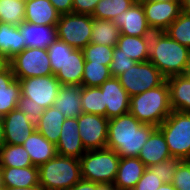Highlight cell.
Here are the masks:
<instances>
[{
	"label": "cell",
	"instance_id": "52a82bcc",
	"mask_svg": "<svg viewBox=\"0 0 190 190\" xmlns=\"http://www.w3.org/2000/svg\"><path fill=\"white\" fill-rule=\"evenodd\" d=\"M120 84L130 97L162 85L166 77L149 60L137 62L118 76Z\"/></svg>",
	"mask_w": 190,
	"mask_h": 190
},
{
	"label": "cell",
	"instance_id": "db71d44e",
	"mask_svg": "<svg viewBox=\"0 0 190 190\" xmlns=\"http://www.w3.org/2000/svg\"><path fill=\"white\" fill-rule=\"evenodd\" d=\"M139 2H156V1H160V0H137ZM173 1H179L181 3V0H173Z\"/></svg>",
	"mask_w": 190,
	"mask_h": 190
},
{
	"label": "cell",
	"instance_id": "74e56055",
	"mask_svg": "<svg viewBox=\"0 0 190 190\" xmlns=\"http://www.w3.org/2000/svg\"><path fill=\"white\" fill-rule=\"evenodd\" d=\"M82 51L85 61L109 66L112 61L114 47L89 43Z\"/></svg>",
	"mask_w": 190,
	"mask_h": 190
},
{
	"label": "cell",
	"instance_id": "f5cc1de1",
	"mask_svg": "<svg viewBox=\"0 0 190 190\" xmlns=\"http://www.w3.org/2000/svg\"><path fill=\"white\" fill-rule=\"evenodd\" d=\"M157 190H177L172 183H163Z\"/></svg>",
	"mask_w": 190,
	"mask_h": 190
},
{
	"label": "cell",
	"instance_id": "83f0119b",
	"mask_svg": "<svg viewBox=\"0 0 190 190\" xmlns=\"http://www.w3.org/2000/svg\"><path fill=\"white\" fill-rule=\"evenodd\" d=\"M26 48L19 26L0 22V54L9 60Z\"/></svg>",
	"mask_w": 190,
	"mask_h": 190
},
{
	"label": "cell",
	"instance_id": "e575fe53",
	"mask_svg": "<svg viewBox=\"0 0 190 190\" xmlns=\"http://www.w3.org/2000/svg\"><path fill=\"white\" fill-rule=\"evenodd\" d=\"M164 32L171 39L190 49V14L181 11Z\"/></svg>",
	"mask_w": 190,
	"mask_h": 190
},
{
	"label": "cell",
	"instance_id": "7bdbcfd3",
	"mask_svg": "<svg viewBox=\"0 0 190 190\" xmlns=\"http://www.w3.org/2000/svg\"><path fill=\"white\" fill-rule=\"evenodd\" d=\"M162 184L163 182L157 174L153 173L149 167H146L144 174L133 190H157Z\"/></svg>",
	"mask_w": 190,
	"mask_h": 190
},
{
	"label": "cell",
	"instance_id": "8fae6325",
	"mask_svg": "<svg viewBox=\"0 0 190 190\" xmlns=\"http://www.w3.org/2000/svg\"><path fill=\"white\" fill-rule=\"evenodd\" d=\"M79 135L86 151L107 146L109 119L105 116L82 113L77 117Z\"/></svg>",
	"mask_w": 190,
	"mask_h": 190
},
{
	"label": "cell",
	"instance_id": "44dd1931",
	"mask_svg": "<svg viewBox=\"0 0 190 190\" xmlns=\"http://www.w3.org/2000/svg\"><path fill=\"white\" fill-rule=\"evenodd\" d=\"M173 111L190 112V73L166 78Z\"/></svg>",
	"mask_w": 190,
	"mask_h": 190
},
{
	"label": "cell",
	"instance_id": "11a10c76",
	"mask_svg": "<svg viewBox=\"0 0 190 190\" xmlns=\"http://www.w3.org/2000/svg\"><path fill=\"white\" fill-rule=\"evenodd\" d=\"M3 183H2V175H1V167H0V186H2Z\"/></svg>",
	"mask_w": 190,
	"mask_h": 190
},
{
	"label": "cell",
	"instance_id": "ee69618b",
	"mask_svg": "<svg viewBox=\"0 0 190 190\" xmlns=\"http://www.w3.org/2000/svg\"><path fill=\"white\" fill-rule=\"evenodd\" d=\"M100 0H73L72 12L91 15Z\"/></svg>",
	"mask_w": 190,
	"mask_h": 190
},
{
	"label": "cell",
	"instance_id": "1f68e13d",
	"mask_svg": "<svg viewBox=\"0 0 190 190\" xmlns=\"http://www.w3.org/2000/svg\"><path fill=\"white\" fill-rule=\"evenodd\" d=\"M81 107L83 113L105 116L106 105H104L101 88L82 86Z\"/></svg>",
	"mask_w": 190,
	"mask_h": 190
},
{
	"label": "cell",
	"instance_id": "ba28073f",
	"mask_svg": "<svg viewBox=\"0 0 190 190\" xmlns=\"http://www.w3.org/2000/svg\"><path fill=\"white\" fill-rule=\"evenodd\" d=\"M16 79L53 75L46 48L28 47L10 59Z\"/></svg>",
	"mask_w": 190,
	"mask_h": 190
},
{
	"label": "cell",
	"instance_id": "b9f144b4",
	"mask_svg": "<svg viewBox=\"0 0 190 190\" xmlns=\"http://www.w3.org/2000/svg\"><path fill=\"white\" fill-rule=\"evenodd\" d=\"M17 108L34 122H36L44 112V108L40 107L32 99L24 96H20Z\"/></svg>",
	"mask_w": 190,
	"mask_h": 190
},
{
	"label": "cell",
	"instance_id": "816d5d0a",
	"mask_svg": "<svg viewBox=\"0 0 190 190\" xmlns=\"http://www.w3.org/2000/svg\"><path fill=\"white\" fill-rule=\"evenodd\" d=\"M181 11L190 14V0H181Z\"/></svg>",
	"mask_w": 190,
	"mask_h": 190
},
{
	"label": "cell",
	"instance_id": "ffe728a7",
	"mask_svg": "<svg viewBox=\"0 0 190 190\" xmlns=\"http://www.w3.org/2000/svg\"><path fill=\"white\" fill-rule=\"evenodd\" d=\"M60 14L49 0H25V22L56 26Z\"/></svg>",
	"mask_w": 190,
	"mask_h": 190
},
{
	"label": "cell",
	"instance_id": "5b68a950",
	"mask_svg": "<svg viewBox=\"0 0 190 190\" xmlns=\"http://www.w3.org/2000/svg\"><path fill=\"white\" fill-rule=\"evenodd\" d=\"M120 158L114 150L108 148L86 151L79 159L82 179L99 184H113Z\"/></svg>",
	"mask_w": 190,
	"mask_h": 190
},
{
	"label": "cell",
	"instance_id": "836d02e7",
	"mask_svg": "<svg viewBox=\"0 0 190 190\" xmlns=\"http://www.w3.org/2000/svg\"><path fill=\"white\" fill-rule=\"evenodd\" d=\"M0 22L20 26L25 22V0H0Z\"/></svg>",
	"mask_w": 190,
	"mask_h": 190
},
{
	"label": "cell",
	"instance_id": "ab89813d",
	"mask_svg": "<svg viewBox=\"0 0 190 190\" xmlns=\"http://www.w3.org/2000/svg\"><path fill=\"white\" fill-rule=\"evenodd\" d=\"M136 63L133 59L121 54V50L117 46L114 47L112 61L109 65L111 76L118 77L124 71L132 68Z\"/></svg>",
	"mask_w": 190,
	"mask_h": 190
},
{
	"label": "cell",
	"instance_id": "d6986e66",
	"mask_svg": "<svg viewBox=\"0 0 190 190\" xmlns=\"http://www.w3.org/2000/svg\"><path fill=\"white\" fill-rule=\"evenodd\" d=\"M21 95L20 83L13 74L9 66L4 72L0 73V116L3 117L13 109Z\"/></svg>",
	"mask_w": 190,
	"mask_h": 190
},
{
	"label": "cell",
	"instance_id": "d4e9b609",
	"mask_svg": "<svg viewBox=\"0 0 190 190\" xmlns=\"http://www.w3.org/2000/svg\"><path fill=\"white\" fill-rule=\"evenodd\" d=\"M2 183L5 187H29L39 185V168L28 167H1Z\"/></svg>",
	"mask_w": 190,
	"mask_h": 190
},
{
	"label": "cell",
	"instance_id": "6da1fadb",
	"mask_svg": "<svg viewBox=\"0 0 190 190\" xmlns=\"http://www.w3.org/2000/svg\"><path fill=\"white\" fill-rule=\"evenodd\" d=\"M156 128L140 122L130 113L114 117L109 119L106 148L114 150L120 157H138Z\"/></svg>",
	"mask_w": 190,
	"mask_h": 190
},
{
	"label": "cell",
	"instance_id": "9c48e42d",
	"mask_svg": "<svg viewBox=\"0 0 190 190\" xmlns=\"http://www.w3.org/2000/svg\"><path fill=\"white\" fill-rule=\"evenodd\" d=\"M91 31L92 16L87 14H63L56 24L57 38L76 49H83L90 43Z\"/></svg>",
	"mask_w": 190,
	"mask_h": 190
},
{
	"label": "cell",
	"instance_id": "f6af8a7d",
	"mask_svg": "<svg viewBox=\"0 0 190 190\" xmlns=\"http://www.w3.org/2000/svg\"><path fill=\"white\" fill-rule=\"evenodd\" d=\"M49 1L60 15L72 13L73 0H49Z\"/></svg>",
	"mask_w": 190,
	"mask_h": 190
},
{
	"label": "cell",
	"instance_id": "8992f818",
	"mask_svg": "<svg viewBox=\"0 0 190 190\" xmlns=\"http://www.w3.org/2000/svg\"><path fill=\"white\" fill-rule=\"evenodd\" d=\"M172 157L190 160V112L172 111L158 126Z\"/></svg>",
	"mask_w": 190,
	"mask_h": 190
},
{
	"label": "cell",
	"instance_id": "f35d334b",
	"mask_svg": "<svg viewBox=\"0 0 190 190\" xmlns=\"http://www.w3.org/2000/svg\"><path fill=\"white\" fill-rule=\"evenodd\" d=\"M183 160L177 157H171L163 162L149 166V168L156 173L163 183H172L173 176L177 167Z\"/></svg>",
	"mask_w": 190,
	"mask_h": 190
},
{
	"label": "cell",
	"instance_id": "7dc6e473",
	"mask_svg": "<svg viewBox=\"0 0 190 190\" xmlns=\"http://www.w3.org/2000/svg\"><path fill=\"white\" fill-rule=\"evenodd\" d=\"M10 66V60L5 56L0 54V73L4 72Z\"/></svg>",
	"mask_w": 190,
	"mask_h": 190
},
{
	"label": "cell",
	"instance_id": "9a60e30c",
	"mask_svg": "<svg viewBox=\"0 0 190 190\" xmlns=\"http://www.w3.org/2000/svg\"><path fill=\"white\" fill-rule=\"evenodd\" d=\"M2 119L5 144L23 145L24 141L36 130L35 122L18 108L7 113Z\"/></svg>",
	"mask_w": 190,
	"mask_h": 190
},
{
	"label": "cell",
	"instance_id": "4fadbf2b",
	"mask_svg": "<svg viewBox=\"0 0 190 190\" xmlns=\"http://www.w3.org/2000/svg\"><path fill=\"white\" fill-rule=\"evenodd\" d=\"M106 105L105 117L112 119L129 113L130 96L120 84L118 77L111 76L100 86Z\"/></svg>",
	"mask_w": 190,
	"mask_h": 190
},
{
	"label": "cell",
	"instance_id": "4316f807",
	"mask_svg": "<svg viewBox=\"0 0 190 190\" xmlns=\"http://www.w3.org/2000/svg\"><path fill=\"white\" fill-rule=\"evenodd\" d=\"M26 48H46L57 38L56 26L36 25L24 22L20 26Z\"/></svg>",
	"mask_w": 190,
	"mask_h": 190
},
{
	"label": "cell",
	"instance_id": "9f6ffc18",
	"mask_svg": "<svg viewBox=\"0 0 190 190\" xmlns=\"http://www.w3.org/2000/svg\"><path fill=\"white\" fill-rule=\"evenodd\" d=\"M0 190H5V186L4 185L0 186Z\"/></svg>",
	"mask_w": 190,
	"mask_h": 190
},
{
	"label": "cell",
	"instance_id": "d590c367",
	"mask_svg": "<svg viewBox=\"0 0 190 190\" xmlns=\"http://www.w3.org/2000/svg\"><path fill=\"white\" fill-rule=\"evenodd\" d=\"M111 77L109 66L85 61L82 76V86L99 87L104 81Z\"/></svg>",
	"mask_w": 190,
	"mask_h": 190
},
{
	"label": "cell",
	"instance_id": "c3c4849f",
	"mask_svg": "<svg viewBox=\"0 0 190 190\" xmlns=\"http://www.w3.org/2000/svg\"><path fill=\"white\" fill-rule=\"evenodd\" d=\"M5 190H43L40 185H34L29 187H5Z\"/></svg>",
	"mask_w": 190,
	"mask_h": 190
},
{
	"label": "cell",
	"instance_id": "cb8c5ba5",
	"mask_svg": "<svg viewBox=\"0 0 190 190\" xmlns=\"http://www.w3.org/2000/svg\"><path fill=\"white\" fill-rule=\"evenodd\" d=\"M85 59L82 49H75L67 56L63 66L55 74L61 85H81Z\"/></svg>",
	"mask_w": 190,
	"mask_h": 190
},
{
	"label": "cell",
	"instance_id": "2e32d148",
	"mask_svg": "<svg viewBox=\"0 0 190 190\" xmlns=\"http://www.w3.org/2000/svg\"><path fill=\"white\" fill-rule=\"evenodd\" d=\"M58 155L80 159L86 152L79 135L77 118H65L56 145Z\"/></svg>",
	"mask_w": 190,
	"mask_h": 190
},
{
	"label": "cell",
	"instance_id": "277c9868",
	"mask_svg": "<svg viewBox=\"0 0 190 190\" xmlns=\"http://www.w3.org/2000/svg\"><path fill=\"white\" fill-rule=\"evenodd\" d=\"M38 168L43 190H70L82 179L80 161L74 157L57 154Z\"/></svg>",
	"mask_w": 190,
	"mask_h": 190
},
{
	"label": "cell",
	"instance_id": "f546056e",
	"mask_svg": "<svg viewBox=\"0 0 190 190\" xmlns=\"http://www.w3.org/2000/svg\"><path fill=\"white\" fill-rule=\"evenodd\" d=\"M119 36V27L113 21L92 17L90 43L116 47Z\"/></svg>",
	"mask_w": 190,
	"mask_h": 190
},
{
	"label": "cell",
	"instance_id": "30bf717a",
	"mask_svg": "<svg viewBox=\"0 0 190 190\" xmlns=\"http://www.w3.org/2000/svg\"><path fill=\"white\" fill-rule=\"evenodd\" d=\"M21 95L32 99L40 107L47 109L54 105L61 84L55 75L17 79Z\"/></svg>",
	"mask_w": 190,
	"mask_h": 190
},
{
	"label": "cell",
	"instance_id": "bcb514c9",
	"mask_svg": "<svg viewBox=\"0 0 190 190\" xmlns=\"http://www.w3.org/2000/svg\"><path fill=\"white\" fill-rule=\"evenodd\" d=\"M70 190H96V183L81 179Z\"/></svg>",
	"mask_w": 190,
	"mask_h": 190
},
{
	"label": "cell",
	"instance_id": "4dcf8cb0",
	"mask_svg": "<svg viewBox=\"0 0 190 190\" xmlns=\"http://www.w3.org/2000/svg\"><path fill=\"white\" fill-rule=\"evenodd\" d=\"M34 166L23 145L4 144L0 148V167Z\"/></svg>",
	"mask_w": 190,
	"mask_h": 190
},
{
	"label": "cell",
	"instance_id": "8d00e7d4",
	"mask_svg": "<svg viewBox=\"0 0 190 190\" xmlns=\"http://www.w3.org/2000/svg\"><path fill=\"white\" fill-rule=\"evenodd\" d=\"M76 48L68 45L66 42L56 38L48 47L47 52L51 63L53 75H55L63 66L67 56Z\"/></svg>",
	"mask_w": 190,
	"mask_h": 190
},
{
	"label": "cell",
	"instance_id": "5bb4252c",
	"mask_svg": "<svg viewBox=\"0 0 190 190\" xmlns=\"http://www.w3.org/2000/svg\"><path fill=\"white\" fill-rule=\"evenodd\" d=\"M120 34L135 37H151L152 29L148 25L142 3L136 1L131 7L119 14L113 21Z\"/></svg>",
	"mask_w": 190,
	"mask_h": 190
},
{
	"label": "cell",
	"instance_id": "7a4b0ae2",
	"mask_svg": "<svg viewBox=\"0 0 190 190\" xmlns=\"http://www.w3.org/2000/svg\"><path fill=\"white\" fill-rule=\"evenodd\" d=\"M148 60L166 77L190 73V49L165 32H153Z\"/></svg>",
	"mask_w": 190,
	"mask_h": 190
},
{
	"label": "cell",
	"instance_id": "3957f363",
	"mask_svg": "<svg viewBox=\"0 0 190 190\" xmlns=\"http://www.w3.org/2000/svg\"><path fill=\"white\" fill-rule=\"evenodd\" d=\"M172 111L167 81L156 88L130 97L129 113L144 124L158 127Z\"/></svg>",
	"mask_w": 190,
	"mask_h": 190
},
{
	"label": "cell",
	"instance_id": "681fc988",
	"mask_svg": "<svg viewBox=\"0 0 190 190\" xmlns=\"http://www.w3.org/2000/svg\"><path fill=\"white\" fill-rule=\"evenodd\" d=\"M5 144L4 124L0 116V148Z\"/></svg>",
	"mask_w": 190,
	"mask_h": 190
},
{
	"label": "cell",
	"instance_id": "e0dca14e",
	"mask_svg": "<svg viewBox=\"0 0 190 190\" xmlns=\"http://www.w3.org/2000/svg\"><path fill=\"white\" fill-rule=\"evenodd\" d=\"M145 170V164L138 157H121L113 185L118 190H133Z\"/></svg>",
	"mask_w": 190,
	"mask_h": 190
},
{
	"label": "cell",
	"instance_id": "f907efd6",
	"mask_svg": "<svg viewBox=\"0 0 190 190\" xmlns=\"http://www.w3.org/2000/svg\"><path fill=\"white\" fill-rule=\"evenodd\" d=\"M96 190H118L113 184L96 183Z\"/></svg>",
	"mask_w": 190,
	"mask_h": 190
},
{
	"label": "cell",
	"instance_id": "7402d4cb",
	"mask_svg": "<svg viewBox=\"0 0 190 190\" xmlns=\"http://www.w3.org/2000/svg\"><path fill=\"white\" fill-rule=\"evenodd\" d=\"M81 89V85H61L53 106L60 110L65 118H77L83 113Z\"/></svg>",
	"mask_w": 190,
	"mask_h": 190
},
{
	"label": "cell",
	"instance_id": "ac0fdd59",
	"mask_svg": "<svg viewBox=\"0 0 190 190\" xmlns=\"http://www.w3.org/2000/svg\"><path fill=\"white\" fill-rule=\"evenodd\" d=\"M168 150L165 136L157 127L143 145L138 158L145 164L146 167L163 162L171 158Z\"/></svg>",
	"mask_w": 190,
	"mask_h": 190
},
{
	"label": "cell",
	"instance_id": "60d3db41",
	"mask_svg": "<svg viewBox=\"0 0 190 190\" xmlns=\"http://www.w3.org/2000/svg\"><path fill=\"white\" fill-rule=\"evenodd\" d=\"M172 184L177 190H190V163L187 160L177 167Z\"/></svg>",
	"mask_w": 190,
	"mask_h": 190
},
{
	"label": "cell",
	"instance_id": "603a6c76",
	"mask_svg": "<svg viewBox=\"0 0 190 190\" xmlns=\"http://www.w3.org/2000/svg\"><path fill=\"white\" fill-rule=\"evenodd\" d=\"M23 147L29 154L32 164L37 167L57 155L56 146L49 142L37 130H35L26 141H24Z\"/></svg>",
	"mask_w": 190,
	"mask_h": 190
},
{
	"label": "cell",
	"instance_id": "484cf974",
	"mask_svg": "<svg viewBox=\"0 0 190 190\" xmlns=\"http://www.w3.org/2000/svg\"><path fill=\"white\" fill-rule=\"evenodd\" d=\"M64 120L65 116L60 110L54 106L49 107L44 109L41 117L35 122L36 130L56 146Z\"/></svg>",
	"mask_w": 190,
	"mask_h": 190
},
{
	"label": "cell",
	"instance_id": "f1b7e54d",
	"mask_svg": "<svg viewBox=\"0 0 190 190\" xmlns=\"http://www.w3.org/2000/svg\"><path fill=\"white\" fill-rule=\"evenodd\" d=\"M121 54L136 62H145L149 58L150 37H135L120 34L116 45Z\"/></svg>",
	"mask_w": 190,
	"mask_h": 190
},
{
	"label": "cell",
	"instance_id": "d6a6232c",
	"mask_svg": "<svg viewBox=\"0 0 190 190\" xmlns=\"http://www.w3.org/2000/svg\"><path fill=\"white\" fill-rule=\"evenodd\" d=\"M137 0H100L92 14L93 18L110 20L128 10Z\"/></svg>",
	"mask_w": 190,
	"mask_h": 190
},
{
	"label": "cell",
	"instance_id": "7c38bea8",
	"mask_svg": "<svg viewBox=\"0 0 190 190\" xmlns=\"http://www.w3.org/2000/svg\"><path fill=\"white\" fill-rule=\"evenodd\" d=\"M141 3L148 25L153 32H164L181 12L179 1L160 0Z\"/></svg>",
	"mask_w": 190,
	"mask_h": 190
}]
</instances>
